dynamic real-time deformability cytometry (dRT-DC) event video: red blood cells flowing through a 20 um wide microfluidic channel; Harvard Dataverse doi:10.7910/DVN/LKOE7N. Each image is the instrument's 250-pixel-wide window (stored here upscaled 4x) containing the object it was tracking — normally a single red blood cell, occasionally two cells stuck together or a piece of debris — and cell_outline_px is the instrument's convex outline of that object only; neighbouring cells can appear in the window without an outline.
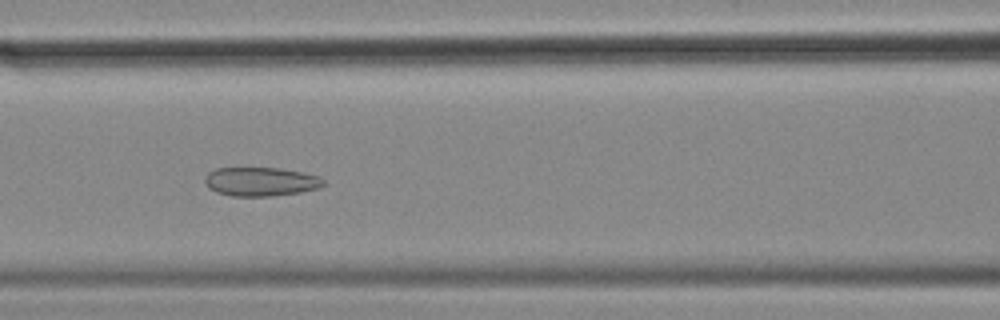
{"species": "common noctule bat (a hibernating species)", "species_latin": "Nyctalus noctula", "temperature_condition": "cold", "stored_images_in_passage": 57, "camera_frame_rate_fps": 3000, "um_per_image_px": 0.085, "animal": {"sex": "female", "body_mass_g": 18.4}, "frame": {"image": 1, "passage_image": 25, "time_ms": 8.0, "image_size_px": [1000, 320], "cell_outline_px": [[324, 184], [320, 188], [300, 192], [272, 196], [232, 196], [216, 192], [208, 188], [204, 180], [204, 176], [208, 172], [216, 168], [280, 168], [300, 172], [316, 176], [324, 180]], "centroid_in_image_um": [22.12, 15.44], "position_along_channel_um": 144.5, "area_um2": 19.94}}
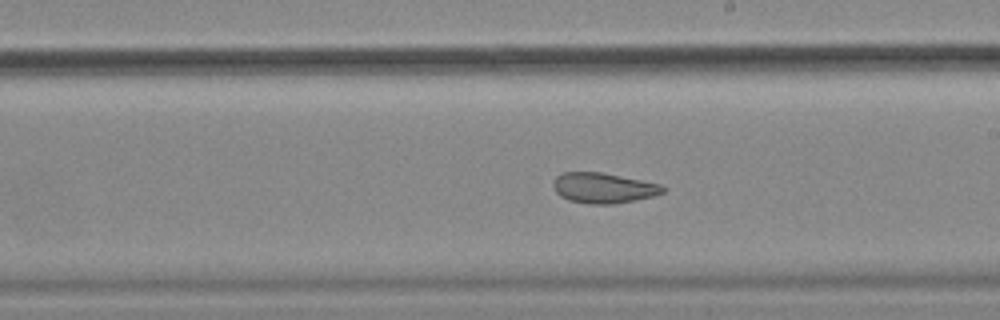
{"frame": {"image": 2, "passage_image": 33, "time_ms": 10.667, "image_size_px": [1000, 320], "cell_outline_px": [[668, 188], [664, 192], [652, 196], [636, 200], [612, 204], [588, 204], [568, 200], [560, 196], [556, 192], [552, 184], [552, 180], [556, 176], [564, 172], [600, 172], [660, 184]], "centroid_in_image_um": [51.26, 15.98], "position_along_channel_um": 237.7, "area_um2": 19.42}}
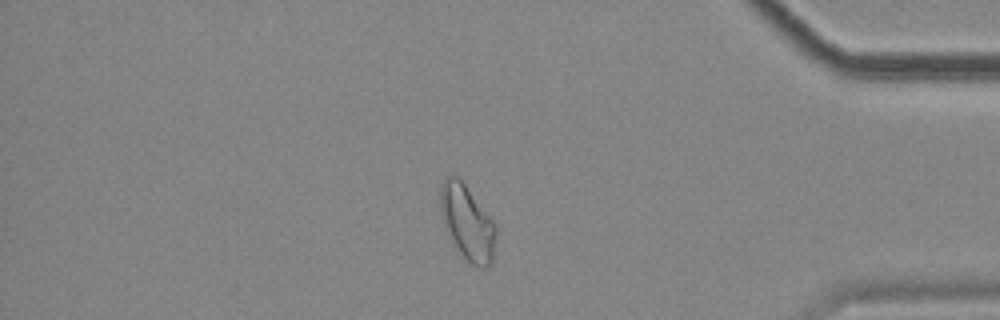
{"frame": {"image": 3, "passage_image": 49, "time_ms": 16.0, "image_size_px": [1000, 320], "cell_outline_px": [[496, 236], [492, 260], [488, 268], [480, 268], [468, 264], [452, 244], [448, 236], [440, 212], [440, 184], [448, 176], [456, 176], [464, 184], [496, 224]], "centroid_in_image_um": [39.71, 18.98], "position_along_channel_um": 395.5, "area_um2": 24.45}, "authors_computed_cell_mechanics": {"area_um2": 24.4494, "velocity_mm_per_s": 3.5107, "shape_relaxation_time_tau1_ms": null, "shape_relaxation_time_tau2_ms": 2.0361, "deformation_change_tau1": null, "deformation_change_tau2": 0.0889}}